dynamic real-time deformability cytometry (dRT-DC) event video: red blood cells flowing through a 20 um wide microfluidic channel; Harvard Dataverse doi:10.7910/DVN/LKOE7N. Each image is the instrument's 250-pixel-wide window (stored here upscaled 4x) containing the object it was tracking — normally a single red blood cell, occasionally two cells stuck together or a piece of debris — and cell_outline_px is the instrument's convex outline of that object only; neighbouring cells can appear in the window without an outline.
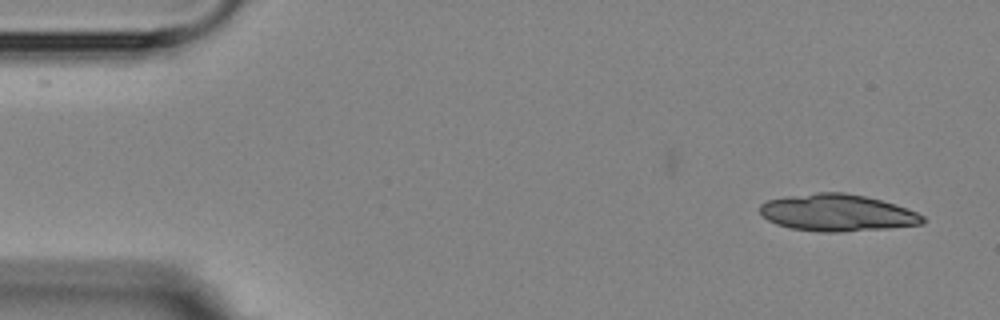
{"species": "Egyptian fruit bat (a non-hibernating species)", "species_latin": "Rousettus aegyptiacus", "temperature_condition": "room temperature", "stored_images_in_passage": 4, "camera_frame_rate_fps": 3000, "um_per_image_px": 0.085, "animal": {"sex": "female"}, "frame": {"image": 1, "passage_image": 4, "time_ms": 4.333, "image_size_px": [1000, 320], "cell_outline_px": [[924, 224], [888, 228], [840, 232], [820, 232], [792, 228], [776, 224], [768, 220], [760, 212], [760, 204], [768, 200], [784, 196], [816, 192], [844, 192], [864, 196], [880, 200], [916, 212], [924, 216]], "centroid_in_image_um": [71.14, 18.08], "position_along_channel_um": 13.9, "area_um2": 34.91}}